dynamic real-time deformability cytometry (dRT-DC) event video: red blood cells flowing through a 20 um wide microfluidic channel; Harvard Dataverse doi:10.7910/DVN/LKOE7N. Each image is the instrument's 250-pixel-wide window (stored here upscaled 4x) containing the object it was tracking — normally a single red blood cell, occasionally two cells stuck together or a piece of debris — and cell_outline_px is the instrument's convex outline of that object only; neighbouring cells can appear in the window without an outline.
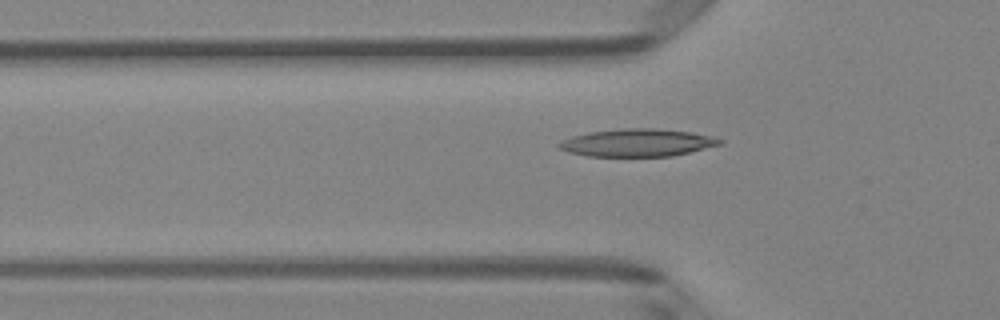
{"species": "Egyptian fruit bat (a non-hibernating species)", "species_latin": "Rousettus aegyptiacus", "temperature_condition": "room temperature", "stored_images_in_passage": 50, "camera_frame_rate_fps": 3000, "um_per_image_px": 0.085, "animal": {"sex": "female"}, "frame": {"image": 1, "passage_image": 17, "time_ms": 5.333, "image_size_px": [1000, 320], "cell_outline_px": [[724, 140], [720, 144], [672, 156], [588, 156], [568, 152], [560, 148], [556, 144], [572, 136], [588, 132], [620, 128], [656, 128], [692, 132], [712, 136]], "centroid_in_image_um": [54.16, 12.12], "position_along_channel_um": 71.6, "area_um2": 25.78}}
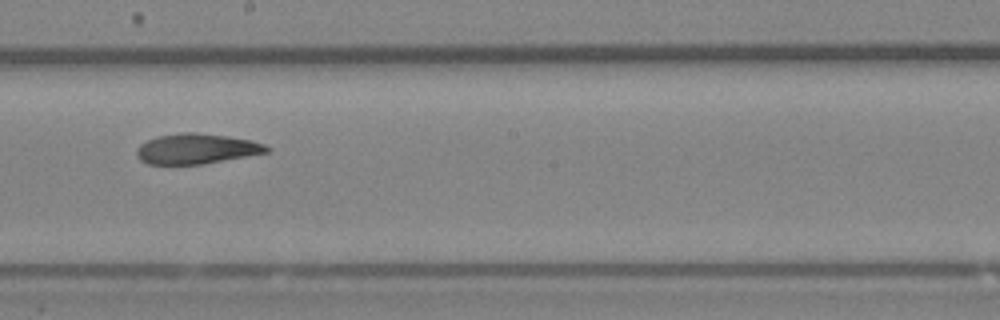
{"frame": {"image": 2, "passage_image": 29, "time_ms": 9.333, "image_size_px": [1000, 320], "cell_outline_px": [[272, 148], [268, 152], [200, 164], [148, 164], [140, 160], [136, 156], [136, 148], [140, 144], [156, 136], [184, 132], [192, 132], [228, 136], [252, 140], [264, 144]], "centroid_in_image_um": [16.67, 12.64], "position_along_channel_um": 231.5, "area_um2": 22.83}}
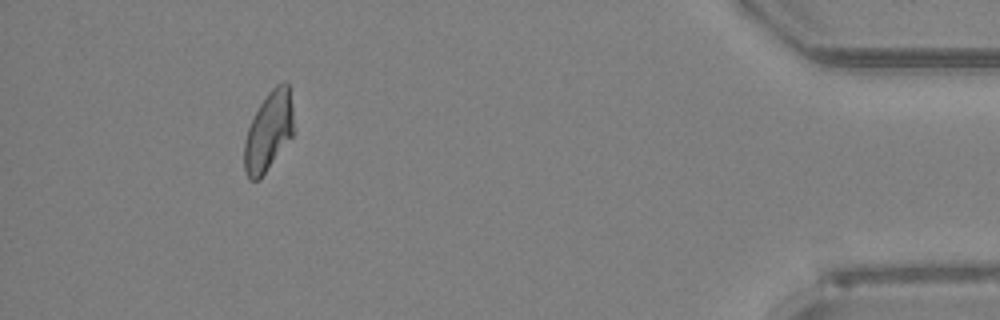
{"frame": {"image": 3, "passage_image": 47, "time_ms": 15.333, "image_size_px": [1000, 320], "cell_outline_px": [[292, 136], [260, 180], [248, 180], [244, 172], [244, 140], [248, 128], [260, 104], [268, 92], [276, 84], [284, 80], [288, 84], [292, 108]], "centroid_in_image_um": [22.8, 11.2], "position_along_channel_um": 412.4, "area_um2": 22.66}}